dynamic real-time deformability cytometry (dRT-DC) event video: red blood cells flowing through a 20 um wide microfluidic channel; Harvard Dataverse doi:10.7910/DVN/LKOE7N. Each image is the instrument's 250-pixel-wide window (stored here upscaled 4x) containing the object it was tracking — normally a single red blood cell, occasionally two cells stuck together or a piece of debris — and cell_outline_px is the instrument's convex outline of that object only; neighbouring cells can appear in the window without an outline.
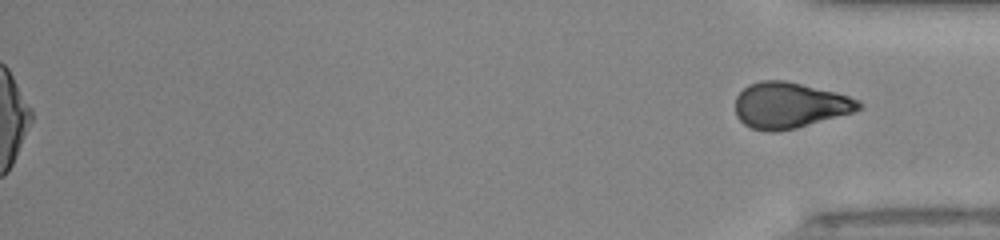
{"species": "human", "species_latin": "Homo sapiens", "temperature_condition": "room temperature", "stored_images_in_passage": 51, "segment_of_instrument_passage": [2, 2], "camera_frame_rate_fps": 3000, "um_per_image_px": 0.085, "donor": {"sex": "male"}, "frame": {"image": 1, "passage_image": 51, "time_ms": 16.667, "image_size_px": [1000, 240], "cell_outline_px": [[864, 108], [852, 112], [796, 128], [776, 132], [768, 132], [752, 128], [744, 124], [736, 116], [736, 96], [748, 84], [760, 80], [784, 80], [836, 92], [860, 100], [864, 104]], "centroid_in_image_um": [67.12, 8.95], "position_along_channel_um": 368.1, "area_um2": 33.06}}